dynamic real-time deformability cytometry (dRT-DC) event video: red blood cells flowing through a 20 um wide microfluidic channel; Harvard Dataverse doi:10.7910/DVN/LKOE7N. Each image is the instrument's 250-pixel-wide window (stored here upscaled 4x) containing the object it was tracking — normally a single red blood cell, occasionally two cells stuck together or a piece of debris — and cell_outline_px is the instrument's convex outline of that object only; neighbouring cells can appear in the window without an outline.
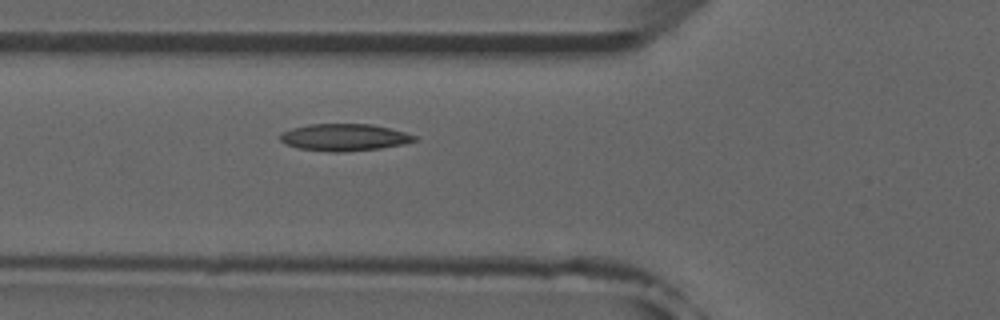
{"species": "common noctule bat (a hibernating species)", "species_latin": "Nyctalus noctula", "temperature_condition": "room temperature", "stored_images_in_passage": 33, "camera_frame_rate_fps": 3000, "um_per_image_px": 0.085, "animal": {"sex": "male", "forearm_length_mm": 52.5}, "frame": {"image": 1, "passage_image": 5, "time_ms": 1.333, "image_size_px": [1000, 320], "cell_outline_px": [[416, 140], [404, 144], [380, 148], [340, 152], [332, 152], [296, 148], [284, 144], [280, 140], [280, 132], [292, 128], [308, 124], [372, 124], [404, 132], [416, 136]], "centroid_in_image_um": [29.21, 11.67], "position_along_channel_um": 96.6, "area_um2": 21.15}, "authors_computed_cell_mechanics": {"area_um2": 20.3456, "velocity_mm_per_s": 3.8954, "shape_relaxation_time_tau1_ms": 6.618, "shape_relaxation_time_tau2_ms": 1.9503, "deformation_change_tau1": 0.1588, "deformation_change_tau2": 0.0616}}